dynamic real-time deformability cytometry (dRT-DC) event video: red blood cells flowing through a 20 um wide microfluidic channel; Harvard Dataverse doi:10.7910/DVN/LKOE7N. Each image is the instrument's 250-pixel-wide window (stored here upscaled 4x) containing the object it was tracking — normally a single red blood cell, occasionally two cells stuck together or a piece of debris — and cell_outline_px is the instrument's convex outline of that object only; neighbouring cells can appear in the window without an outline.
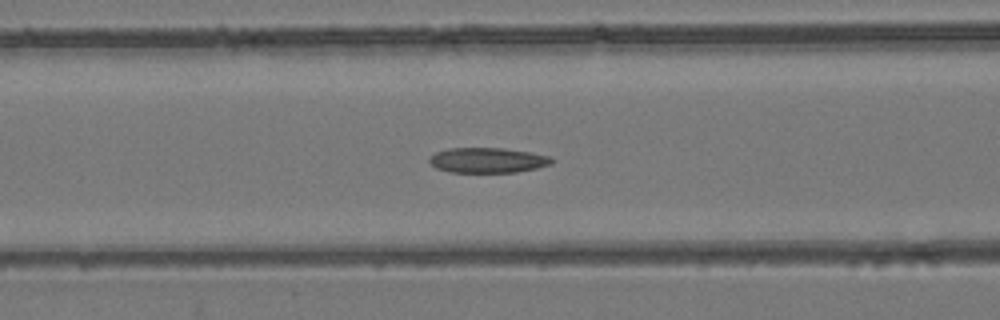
{"species": "common noctule bat (a hibernating species)", "species_latin": "Nyctalus noctula", "temperature_condition": "room temperature", "stored_images_in_passage": 53, "camera_frame_rate_fps": 3000, "um_per_image_px": 0.085, "animal": {"sex": "female", "body_mass_g": 24.6, "forearm_length_mm": 56.2}, "frame": {"image": 1, "passage_image": 22, "time_ms": 7.0, "image_size_px": [1000, 320], "cell_outline_px": [[552, 164], [536, 168], [516, 172], [452, 172], [436, 168], [428, 160], [436, 152], [448, 148], [504, 148], [528, 152], [548, 156], [552, 160]], "centroid_in_image_um": [41.43, 13.62], "position_along_channel_um": 125.2, "area_um2": 17.69}}
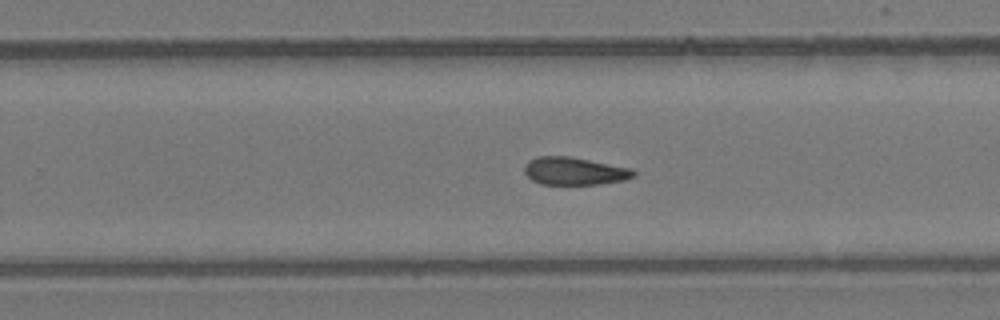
{"frame": {"image": 2, "passage_image": 34, "time_ms": 11.0, "image_size_px": [1000, 320], "cell_outline_px": [[636, 176], [624, 180], [600, 184], [540, 184], [532, 180], [524, 172], [524, 164], [528, 160], [536, 156], [568, 156], [632, 168], [636, 172]], "centroid_in_image_um": [48.82, 14.54], "position_along_channel_um": 281.0, "area_um2": 17.74}}
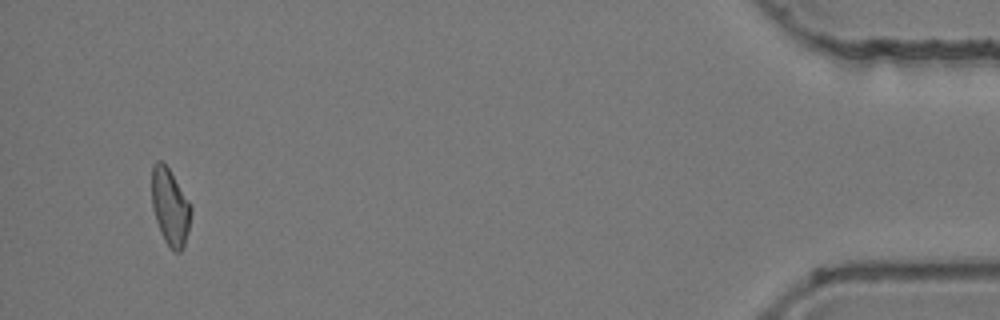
{"frame": {"image": 3, "passage_image": 51, "time_ms": 16.667, "image_size_px": [1000, 320], "cell_outline_px": [[192, 212], [188, 232], [184, 244], [180, 252], [172, 252], [164, 240], [160, 232], [152, 208], [152, 164], [156, 160], [160, 160], [168, 168], [188, 200], [192, 208]], "centroid_in_image_um": [14.45, 17.61], "position_along_channel_um": 420.7, "area_um2": 17.51}, "authors_computed_cell_mechanics": {"area_um2": 18.2648, "velocity_mm_per_s": 3.9062, "shape_relaxation_time_tau1_ms": null, "shape_relaxation_time_tau2_ms": 3.9399, "deformation_change_tau1": null, "deformation_change_tau2": 0.099}}